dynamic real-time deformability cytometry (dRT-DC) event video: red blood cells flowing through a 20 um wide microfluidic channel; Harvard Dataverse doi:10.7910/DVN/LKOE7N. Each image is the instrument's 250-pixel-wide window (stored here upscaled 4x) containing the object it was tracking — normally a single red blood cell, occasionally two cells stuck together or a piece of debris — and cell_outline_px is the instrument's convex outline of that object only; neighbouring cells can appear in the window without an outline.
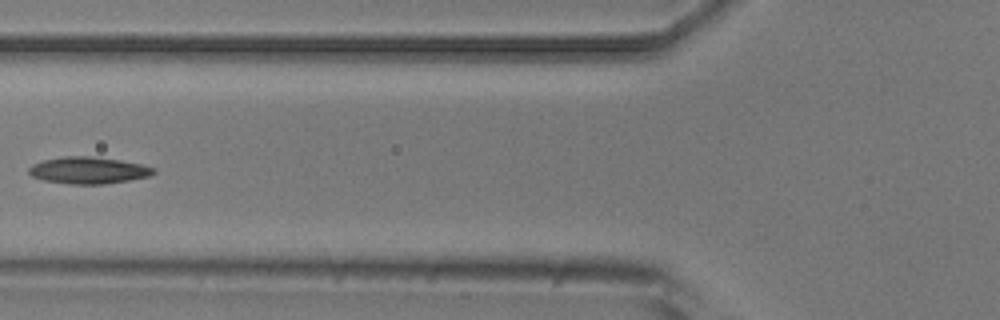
{"species": "common noctule bat (a hibernating species)", "species_latin": "Nyctalus noctula", "temperature_condition": "room temperature", "stored_images_in_passage": 6, "camera_frame_rate_fps": 3000, "um_per_image_px": 0.085, "animal": {"sex": "male", "body_mass_g": 20.5, "forearm_length_mm": 52.5}, "frame": {"image": 1, "passage_image": 6, "time_ms": 5.667, "image_size_px": [1000, 320], "cell_outline_px": [[156, 172], [148, 176], [128, 180], [104, 184], [68, 184], [44, 180], [32, 176], [28, 172], [28, 168], [32, 164], [44, 160], [64, 156], [88, 156], [120, 160], [140, 164], [156, 168]], "centroid_in_image_um": [7.49, 14.48], "position_along_channel_um": 118.3, "area_um2": 19.36}}